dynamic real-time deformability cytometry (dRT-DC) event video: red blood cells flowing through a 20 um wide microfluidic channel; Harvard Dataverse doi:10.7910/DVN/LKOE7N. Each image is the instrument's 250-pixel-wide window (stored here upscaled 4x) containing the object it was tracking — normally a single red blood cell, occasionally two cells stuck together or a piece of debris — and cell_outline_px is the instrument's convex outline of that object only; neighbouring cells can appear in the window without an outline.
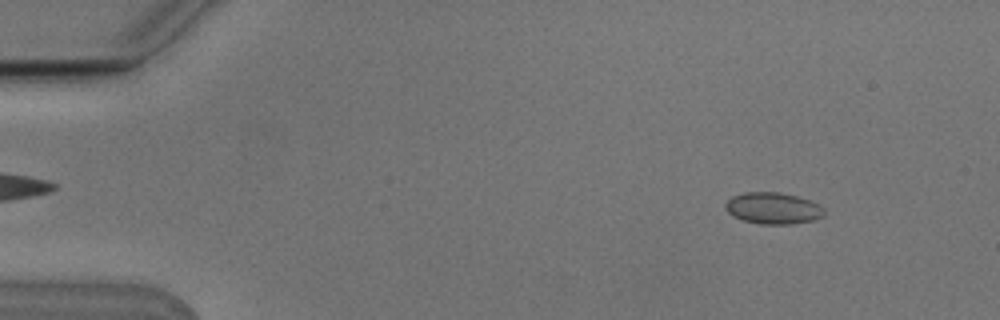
{"species": "Egyptian fruit bat (a non-hibernating species)", "species_latin": "Rousettus aegyptiacus", "temperature_condition": "cold", "stored_images_in_passage": 4, "camera_frame_rate_fps": 3000, "um_per_image_px": 0.085, "animal": {"sex": "male"}, "frame": {"image": 1, "passage_image": 1, "time_ms": 0.0, "image_size_px": [1000, 320], "cell_outline_px": [[824, 216], [812, 220], [792, 224], [760, 224], [744, 220], [732, 216], [724, 208], [724, 204], [732, 196], [744, 192], [776, 192], [796, 196], [808, 200], [824, 208]], "centroid_in_image_um": [65.67, 17.7], "position_along_channel_um": 19.3, "area_um2": 18.03}}
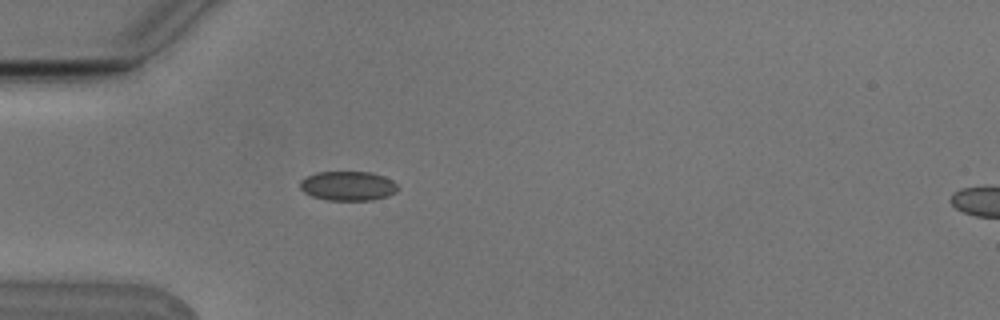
{"frame": {"image": 2, "passage_image": 4, "time_ms": 1.0, "image_size_px": [1000, 320], "cell_outline_px": [[400, 188], [396, 192], [388, 196], [372, 200], [328, 200], [312, 196], [304, 192], [300, 188], [300, 180], [316, 172], [372, 172], [384, 176], [392, 180]], "centroid_in_image_um": [29.6, 15.8], "position_along_channel_um": 55.4, "area_um2": 16.82}}